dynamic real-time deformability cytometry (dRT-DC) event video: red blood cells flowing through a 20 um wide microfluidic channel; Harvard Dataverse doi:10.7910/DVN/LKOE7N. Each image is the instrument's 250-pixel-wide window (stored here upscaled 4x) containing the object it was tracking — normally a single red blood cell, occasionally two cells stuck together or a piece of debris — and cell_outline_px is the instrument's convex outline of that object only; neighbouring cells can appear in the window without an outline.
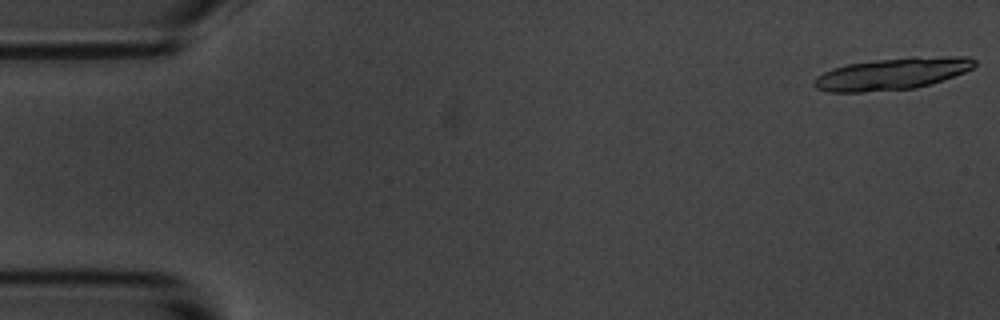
{"species": "common noctule bat (a hibernating species)", "species_latin": "Nyctalus noctula", "temperature_condition": "room temperature", "stored_images_in_passage": 7, "camera_frame_rate_fps": 3000, "um_per_image_px": 0.085, "animal": {"sex": "male", "body_mass_g": 20.1, "forearm_length_mm": 53.5}, "frame": {"image": 1, "passage_image": 1, "time_ms": 0.0, "image_size_px": [1000, 320], "cell_outline_px": [[976, 64], [972, 68], [964, 72], [916, 88], [864, 92], [828, 92], [816, 88], [812, 84], [812, 80], [816, 76], [832, 68], [848, 64], [872, 60], [912, 56], [968, 56], [976, 60]], "centroid_in_image_um": [75.8, 6.26], "position_along_channel_um": 9.2, "area_um2": 30.0}}